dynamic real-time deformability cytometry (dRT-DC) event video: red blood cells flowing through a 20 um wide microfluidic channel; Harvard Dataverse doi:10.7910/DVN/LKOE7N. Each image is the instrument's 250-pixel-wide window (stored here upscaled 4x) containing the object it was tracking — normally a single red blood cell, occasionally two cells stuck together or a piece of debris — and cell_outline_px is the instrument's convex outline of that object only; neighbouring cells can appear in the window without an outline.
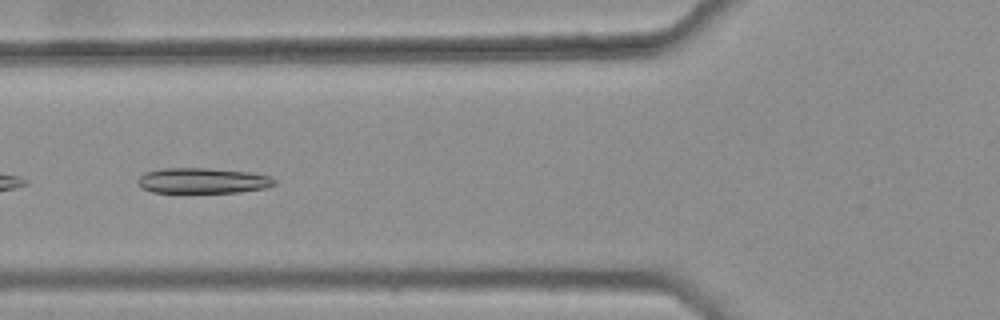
{"species": "common noctule bat (a hibernating species)", "species_latin": "Nyctalus noctula", "temperature_condition": "warm", "stored_images_in_passage": 6, "camera_frame_rate_fps": 3000, "um_per_image_px": 0.085, "animal": {"sex": "female", "body_mass_g": 25.1}, "frame": {"image": 1, "passage_image": 3, "time_ms": 0.667, "image_size_px": [1000, 320], "cell_outline_px": [[276, 184], [264, 188], [240, 192], [152, 192], [144, 188], [136, 180], [144, 172], [164, 168], [208, 168], [252, 172], [272, 176], [276, 180]], "centroid_in_image_um": [17.28, 15.34], "position_along_channel_um": 108.5, "area_um2": 20.29}}
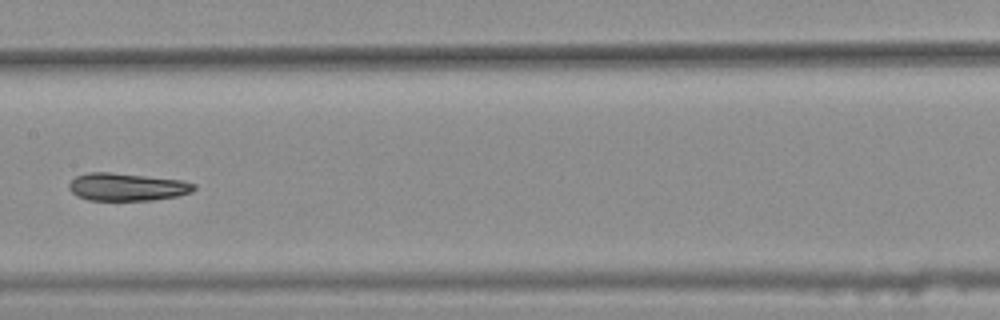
{"frame": {"image": 2, "passage_image": 5, "time_ms": 1.333, "image_size_px": [1000, 320], "cell_outline_px": [[196, 188], [192, 192], [176, 196], [152, 200], [88, 200], [76, 196], [68, 188], [68, 184], [76, 176], [88, 172], [112, 172], [184, 180], [196, 184]], "centroid_in_image_um": [10.79, 15.88], "position_along_channel_um": 196.6, "area_um2": 20.35}}
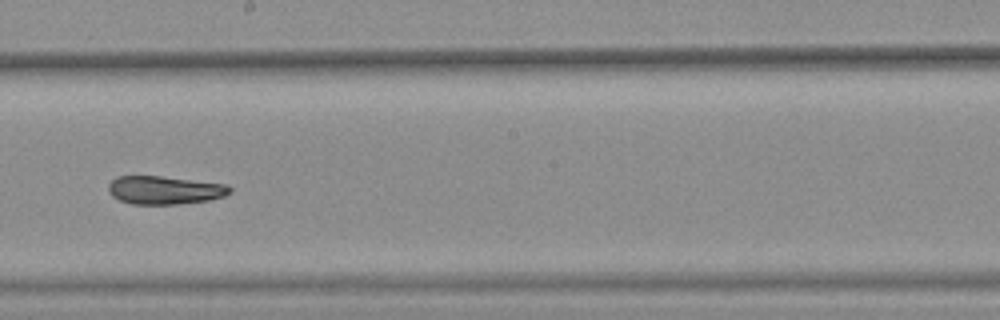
{"frame": {"image": 3, "passage_image": 6, "time_ms": 1.667, "image_size_px": [1000, 320], "cell_outline_px": [[232, 192], [224, 196], [208, 200], [176, 204], [132, 204], [120, 200], [112, 196], [108, 192], [108, 184], [116, 176], [160, 176], [228, 184], [232, 188]], "centroid_in_image_um": [13.99, 16.15], "position_along_channel_um": 234.2, "area_um2": 20.06}}